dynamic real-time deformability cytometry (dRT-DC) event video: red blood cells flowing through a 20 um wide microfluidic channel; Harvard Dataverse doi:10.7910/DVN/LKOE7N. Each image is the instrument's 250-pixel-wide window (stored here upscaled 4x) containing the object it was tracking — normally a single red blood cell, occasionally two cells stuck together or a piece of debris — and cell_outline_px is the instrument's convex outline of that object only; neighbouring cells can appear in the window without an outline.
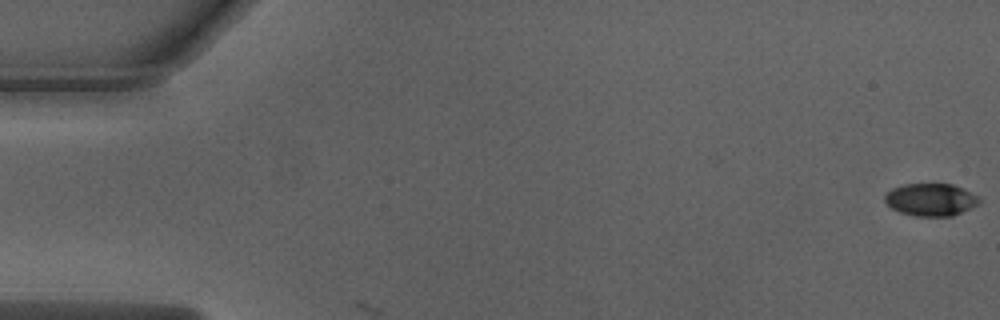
{"species": "Egyptian fruit bat (a non-hibernating species)", "species_latin": "Rousettus aegyptiacus", "temperature_condition": "warm", "stored_images_in_passage": 3, "camera_frame_rate_fps": 3000, "um_per_image_px": 0.085, "animal": {"sex": "male"}, "frame": {"image": 1, "passage_image": 1, "time_ms": 0.0, "image_size_px": [1000, 320], "cell_outline_px": [[984, 200], [980, 204], [952, 216], [916, 216], [900, 212], [892, 208], [884, 200], [884, 196], [892, 188], [904, 184], [952, 184], [964, 188], [980, 196]], "centroid_in_image_um": [79.18, 16.96], "position_along_channel_um": 5.8, "area_um2": 18.09}}